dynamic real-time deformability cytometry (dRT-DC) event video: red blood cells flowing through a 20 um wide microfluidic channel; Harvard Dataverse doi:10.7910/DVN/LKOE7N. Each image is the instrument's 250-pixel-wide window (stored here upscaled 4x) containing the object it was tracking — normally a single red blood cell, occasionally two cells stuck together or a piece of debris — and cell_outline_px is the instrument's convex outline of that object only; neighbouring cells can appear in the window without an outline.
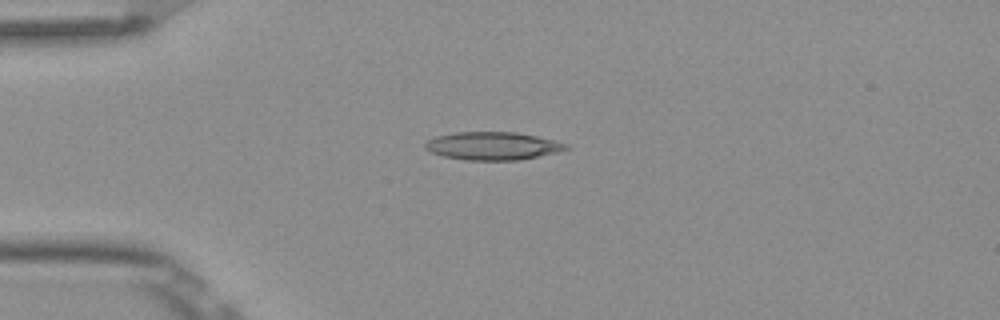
{"species": "Egyptian fruit bat (a non-hibernating species)", "species_latin": "Rousettus aegyptiacus", "temperature_condition": "room temperature", "stored_images_in_passage": 7, "camera_frame_rate_fps": 3000, "um_per_image_px": 0.085, "frame": {"image": 1, "passage_image": 1, "time_ms": 0.0, "image_size_px": [1000, 320], "cell_outline_px": [[572, 148], [556, 152], [520, 160], [464, 160], [444, 156], [432, 152], [424, 148], [424, 144], [428, 140], [436, 136], [456, 132], [516, 132], [556, 140], [568, 144]], "centroid_in_image_um": [41.9, 12.4], "position_along_channel_um": 43.1, "area_um2": 23.0}}
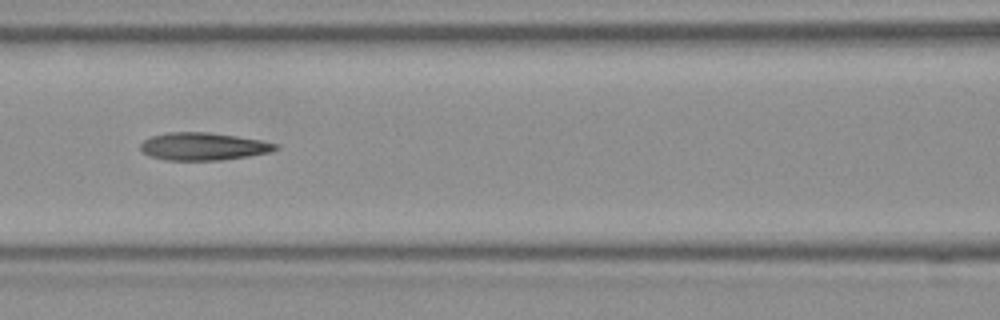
{"frame": {"image": 2, "passage_image": 4, "time_ms": 1.0, "image_size_px": [1000, 320], "cell_outline_px": [[280, 148], [268, 152], [248, 156], [220, 160], [164, 160], [152, 156], [144, 152], [140, 148], [140, 144], [144, 140], [152, 136], [168, 132], [208, 132], [236, 136], [260, 140], [276, 144]], "centroid_in_image_um": [17.26, 12.44], "position_along_channel_um": 149.3, "area_um2": 21.5}}
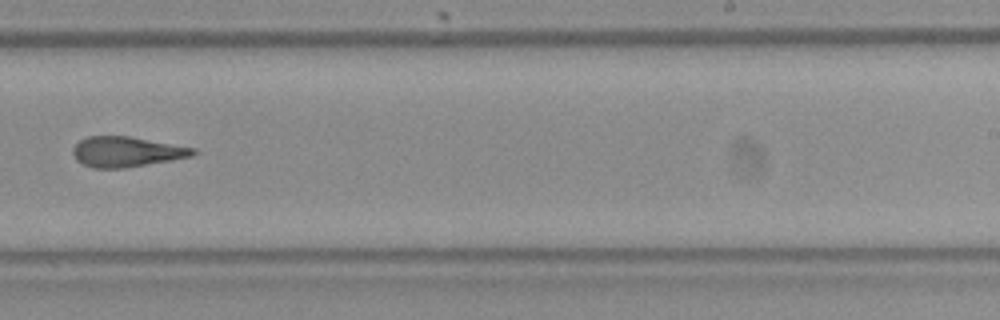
{"frame": {"image": 3, "passage_image": 7, "time_ms": 2.0, "image_size_px": [1000, 320], "cell_outline_px": [[200, 152], [192, 156], [172, 160], [128, 168], [92, 168], [76, 160], [72, 152], [72, 148], [80, 140], [88, 136], [128, 136], [196, 148]], "centroid_in_image_um": [10.77, 12.91], "position_along_channel_um": 278.2, "area_um2": 21.33}}